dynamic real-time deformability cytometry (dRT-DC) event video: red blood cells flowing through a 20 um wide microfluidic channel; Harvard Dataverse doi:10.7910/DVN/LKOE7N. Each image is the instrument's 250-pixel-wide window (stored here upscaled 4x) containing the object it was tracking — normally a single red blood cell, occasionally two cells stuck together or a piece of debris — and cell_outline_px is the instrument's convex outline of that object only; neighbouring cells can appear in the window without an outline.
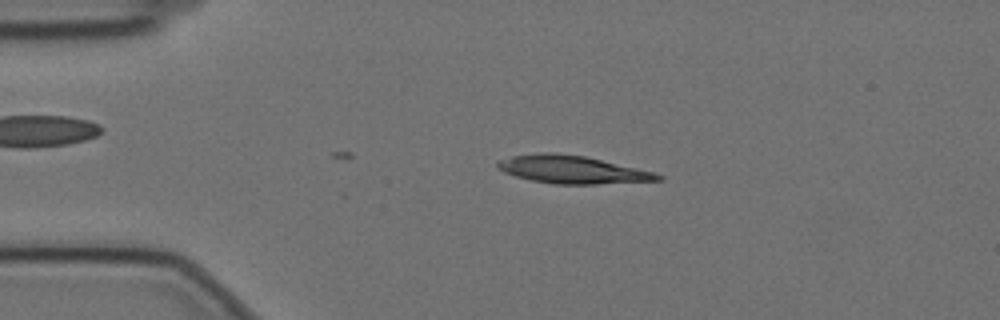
{"species": "Egyptian fruit bat (a non-hibernating species)", "species_latin": "Rousettus aegyptiacus", "temperature_condition": "cold", "stored_images_in_passage": 19, "camera_frame_rate_fps": 3000, "um_per_image_px": 0.085, "animal": {"sex": "female"}, "frame": {"image": 1, "passage_image": 5, "time_ms": 1.333, "image_size_px": [1000, 320], "cell_outline_px": [[664, 180], [596, 184], [552, 184], [532, 180], [516, 176], [504, 172], [496, 168], [496, 164], [500, 160], [512, 156], [540, 152], [552, 152], [584, 156], [652, 172], [664, 176]], "centroid_in_image_um": [48.6, 14.42], "position_along_channel_um": 36.4, "area_um2": 25.72}}
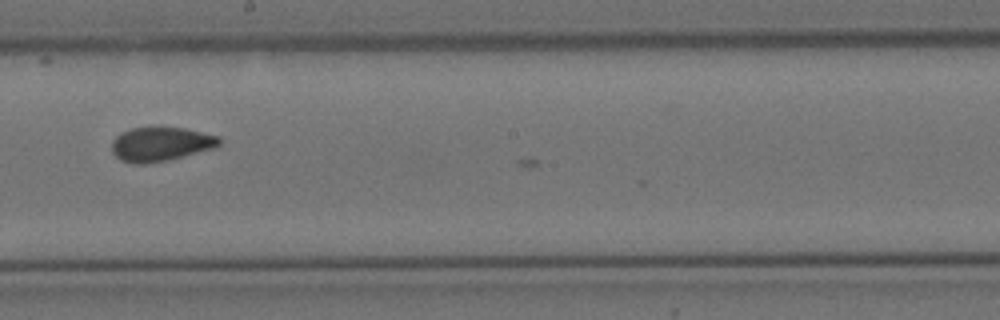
{"frame": {"image": 2, "passage_image": 18, "time_ms": 5.667, "image_size_px": [1000, 320], "cell_outline_px": [[220, 144], [216, 148], [168, 160], [144, 164], [132, 164], [120, 160], [112, 152], [112, 140], [120, 132], [132, 128], [156, 124], [160, 124], [184, 128], [220, 136]], "centroid_in_image_um": [13.65, 12.21], "position_along_channel_um": 234.6, "area_um2": 22.25}}